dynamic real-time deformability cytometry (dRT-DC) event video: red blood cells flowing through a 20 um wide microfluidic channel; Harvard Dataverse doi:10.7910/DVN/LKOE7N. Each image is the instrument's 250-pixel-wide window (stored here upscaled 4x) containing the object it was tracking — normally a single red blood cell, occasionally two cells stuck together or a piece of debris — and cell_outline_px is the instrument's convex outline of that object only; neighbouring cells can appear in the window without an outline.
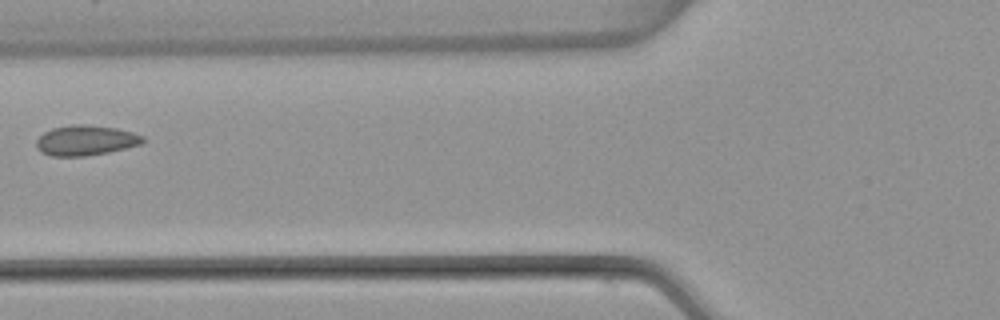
{"species": "common noctule bat (a hibernating species)", "species_latin": "Nyctalus noctula", "temperature_condition": "warm", "stored_images_in_passage": 6, "camera_frame_rate_fps": 3000, "um_per_image_px": 0.085, "animal": {"sex": "female", "body_mass_g": 22.7, "forearm_length_mm": 54.2}, "frame": {"image": 1, "passage_image": 5, "time_ms": 1.333, "image_size_px": [1000, 320], "cell_outline_px": [[144, 140], [140, 144], [108, 152], [84, 156], [52, 156], [40, 152], [36, 148], [36, 140], [44, 132], [52, 128], [72, 124], [84, 124], [116, 128], [132, 132], [144, 136]], "centroid_in_image_um": [7.24, 11.93], "position_along_channel_um": 118.6, "area_um2": 18.67}}
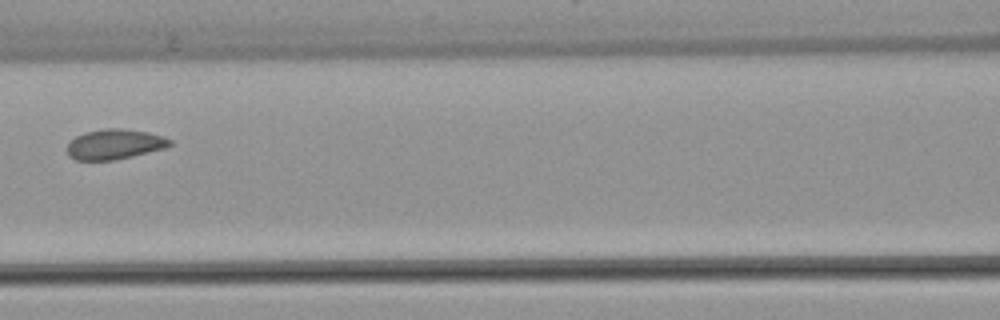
{"frame": {"image": 2, "passage_image": 6, "time_ms": 1.667, "image_size_px": [1000, 320], "cell_outline_px": [[172, 144], [164, 148], [116, 160], [76, 160], [68, 156], [68, 144], [76, 136], [84, 132], [104, 128], [120, 128], [148, 132], [164, 136], [172, 140]], "centroid_in_image_um": [9.75, 12.25], "position_along_channel_um": 156.9, "area_um2": 18.03}}